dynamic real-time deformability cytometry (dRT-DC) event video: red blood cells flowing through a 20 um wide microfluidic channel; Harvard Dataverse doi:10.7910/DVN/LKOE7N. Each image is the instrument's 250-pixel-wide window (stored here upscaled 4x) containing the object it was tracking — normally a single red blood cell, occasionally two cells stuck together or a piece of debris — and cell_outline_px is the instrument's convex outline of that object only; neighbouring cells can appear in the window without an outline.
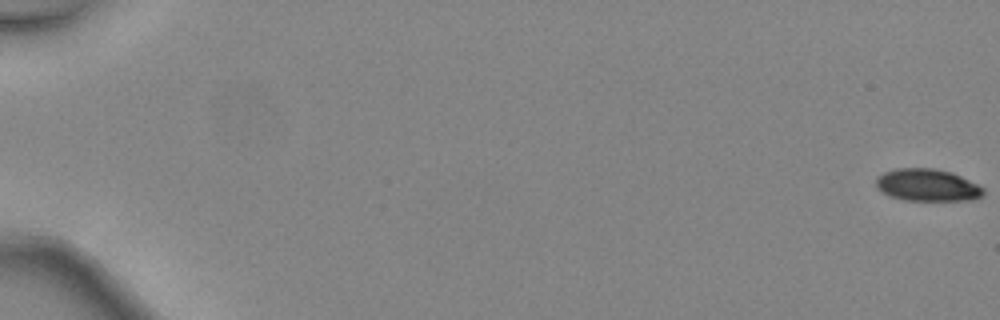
{"species": "common noctule bat (a hibernating species)", "species_latin": "Nyctalus noctula", "temperature_condition": "warm", "stored_images_in_passage": 41, "camera_frame_rate_fps": 3000, "um_per_image_px": 0.085, "animal": {"sex": "female", "body_mass_g": 24.6, "forearm_length_mm": 56.2}, "frame": {"image": 1, "passage_image": 1, "time_ms": 0.0, "image_size_px": [1000, 320], "cell_outline_px": [[984, 196], [972, 200], [904, 200], [892, 196], [876, 188], [876, 176], [884, 172], [896, 168], [932, 168], [952, 172], [984, 188]], "centroid_in_image_um": [78.82, 15.73], "position_along_channel_um": 6.2, "area_um2": 20.11}}
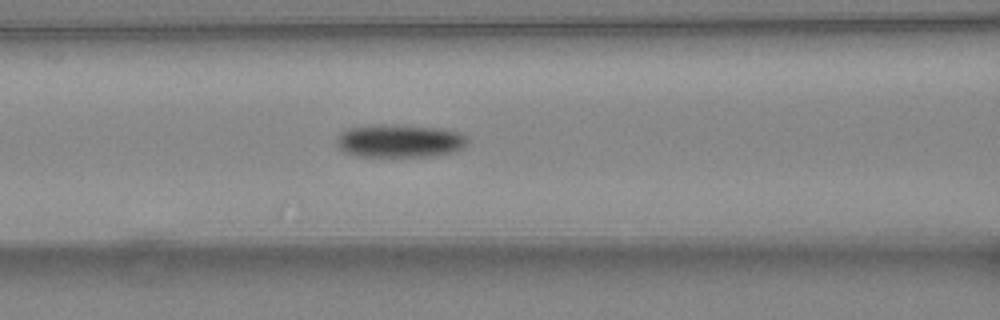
{"frame": {"image": 2, "passage_image": 23, "time_ms": 7.333, "image_size_px": [1000, 320], "cell_outline_px": [[468, 140], [464, 148], [456, 152], [428, 156], [356, 156], [344, 152], [336, 144], [336, 140], [340, 132], [348, 128], [444, 128], [460, 132], [468, 136]], "centroid_in_image_um": [34.05, 12.04], "position_along_channel_um": 132.6, "area_um2": 24.04}}
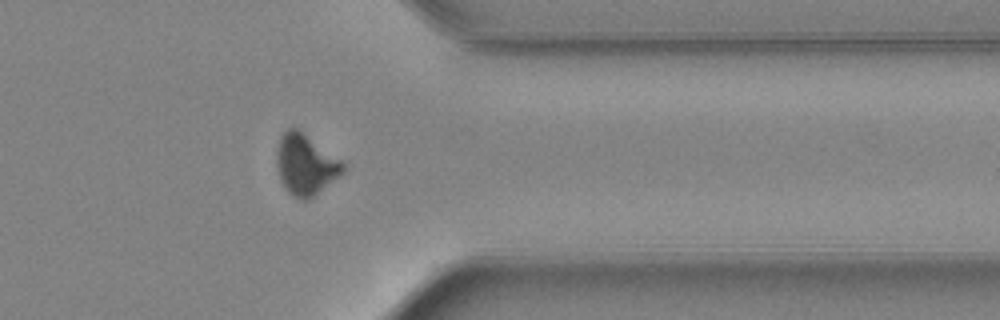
{"frame": {"image": 3, "passage_image": 40, "time_ms": 13.0, "image_size_px": [1000, 320], "cell_outline_px": [[344, 172], [308, 200], [300, 200], [292, 196], [284, 188], [280, 180], [276, 164], [276, 152], [280, 136], [288, 128], [296, 128], [340, 160], [344, 164]], "centroid_in_image_um": [25.92, 14.02], "position_along_channel_um": 385.5, "area_um2": 23.12}, "authors_computed_cell_mechanics": {"area_um2": 23.3512, "velocity_mm_per_s": 4.5634, "shape_relaxation_time_tau1_ms": 4.2401, "shape_relaxation_time_tau2_ms": null, "deformation_change_tau1": 0.1514, "deformation_change_tau2": null}}